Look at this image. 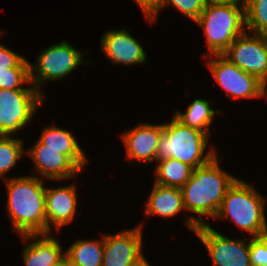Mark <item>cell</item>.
Segmentation results:
<instances>
[{"label": "cell", "mask_w": 267, "mask_h": 266, "mask_svg": "<svg viewBox=\"0 0 267 266\" xmlns=\"http://www.w3.org/2000/svg\"><path fill=\"white\" fill-rule=\"evenodd\" d=\"M242 71L267 84V36L246 32L238 36L222 54Z\"/></svg>", "instance_id": "obj_9"}, {"label": "cell", "mask_w": 267, "mask_h": 266, "mask_svg": "<svg viewBox=\"0 0 267 266\" xmlns=\"http://www.w3.org/2000/svg\"><path fill=\"white\" fill-rule=\"evenodd\" d=\"M156 168V179L154 183L162 186L182 188L191 178L193 167L187 163L174 158L162 159Z\"/></svg>", "instance_id": "obj_19"}, {"label": "cell", "mask_w": 267, "mask_h": 266, "mask_svg": "<svg viewBox=\"0 0 267 266\" xmlns=\"http://www.w3.org/2000/svg\"><path fill=\"white\" fill-rule=\"evenodd\" d=\"M28 153L34 161L36 171L49 179H68L81 171L66 155L59 153V150L44 148L40 140Z\"/></svg>", "instance_id": "obj_15"}, {"label": "cell", "mask_w": 267, "mask_h": 266, "mask_svg": "<svg viewBox=\"0 0 267 266\" xmlns=\"http://www.w3.org/2000/svg\"><path fill=\"white\" fill-rule=\"evenodd\" d=\"M142 8L145 16H149L157 7L159 0H134Z\"/></svg>", "instance_id": "obj_28"}, {"label": "cell", "mask_w": 267, "mask_h": 266, "mask_svg": "<svg viewBox=\"0 0 267 266\" xmlns=\"http://www.w3.org/2000/svg\"><path fill=\"white\" fill-rule=\"evenodd\" d=\"M101 44L103 52L113 63L141 64L147 59L142 46L125 29L107 31Z\"/></svg>", "instance_id": "obj_13"}, {"label": "cell", "mask_w": 267, "mask_h": 266, "mask_svg": "<svg viewBox=\"0 0 267 266\" xmlns=\"http://www.w3.org/2000/svg\"><path fill=\"white\" fill-rule=\"evenodd\" d=\"M31 83L30 80V63L23 58L14 68L0 70V89H36L22 88V84Z\"/></svg>", "instance_id": "obj_23"}, {"label": "cell", "mask_w": 267, "mask_h": 266, "mask_svg": "<svg viewBox=\"0 0 267 266\" xmlns=\"http://www.w3.org/2000/svg\"><path fill=\"white\" fill-rule=\"evenodd\" d=\"M166 4H172L173 7L187 15V17L191 18L194 22L200 17L207 5L205 0H159L156 9L149 16H146V19L150 20L152 23V20H155L157 13Z\"/></svg>", "instance_id": "obj_25"}, {"label": "cell", "mask_w": 267, "mask_h": 266, "mask_svg": "<svg viewBox=\"0 0 267 266\" xmlns=\"http://www.w3.org/2000/svg\"><path fill=\"white\" fill-rule=\"evenodd\" d=\"M264 199L254 187L237 179L227 190L214 218L231 217L241 229L254 237L267 235Z\"/></svg>", "instance_id": "obj_5"}, {"label": "cell", "mask_w": 267, "mask_h": 266, "mask_svg": "<svg viewBox=\"0 0 267 266\" xmlns=\"http://www.w3.org/2000/svg\"><path fill=\"white\" fill-rule=\"evenodd\" d=\"M39 140L44 144V148L59 150V153L66 155L82 170L87 159L71 132L56 126H49L45 127Z\"/></svg>", "instance_id": "obj_16"}, {"label": "cell", "mask_w": 267, "mask_h": 266, "mask_svg": "<svg viewBox=\"0 0 267 266\" xmlns=\"http://www.w3.org/2000/svg\"><path fill=\"white\" fill-rule=\"evenodd\" d=\"M53 266H73V265L66 257H64L61 261H59L57 264Z\"/></svg>", "instance_id": "obj_31"}, {"label": "cell", "mask_w": 267, "mask_h": 266, "mask_svg": "<svg viewBox=\"0 0 267 266\" xmlns=\"http://www.w3.org/2000/svg\"><path fill=\"white\" fill-rule=\"evenodd\" d=\"M186 225L193 230L205 245L213 261L212 266H252L249 257L250 242L229 239L204 220L189 217Z\"/></svg>", "instance_id": "obj_6"}, {"label": "cell", "mask_w": 267, "mask_h": 266, "mask_svg": "<svg viewBox=\"0 0 267 266\" xmlns=\"http://www.w3.org/2000/svg\"><path fill=\"white\" fill-rule=\"evenodd\" d=\"M246 28L250 34H267V0H244Z\"/></svg>", "instance_id": "obj_22"}, {"label": "cell", "mask_w": 267, "mask_h": 266, "mask_svg": "<svg viewBox=\"0 0 267 266\" xmlns=\"http://www.w3.org/2000/svg\"><path fill=\"white\" fill-rule=\"evenodd\" d=\"M215 113L209 101L196 99L187 107L186 113L177 112L174 117L182 124L210 135L208 126Z\"/></svg>", "instance_id": "obj_21"}, {"label": "cell", "mask_w": 267, "mask_h": 266, "mask_svg": "<svg viewBox=\"0 0 267 266\" xmlns=\"http://www.w3.org/2000/svg\"><path fill=\"white\" fill-rule=\"evenodd\" d=\"M23 142L11 136H0V177L15 166L23 155Z\"/></svg>", "instance_id": "obj_24"}, {"label": "cell", "mask_w": 267, "mask_h": 266, "mask_svg": "<svg viewBox=\"0 0 267 266\" xmlns=\"http://www.w3.org/2000/svg\"><path fill=\"white\" fill-rule=\"evenodd\" d=\"M7 209L14 229L24 239L46 234L45 189L43 179L34 176L6 180Z\"/></svg>", "instance_id": "obj_1"}, {"label": "cell", "mask_w": 267, "mask_h": 266, "mask_svg": "<svg viewBox=\"0 0 267 266\" xmlns=\"http://www.w3.org/2000/svg\"><path fill=\"white\" fill-rule=\"evenodd\" d=\"M163 132V125L145 123L127 131L122 135L127 157L148 163L156 160V153Z\"/></svg>", "instance_id": "obj_14"}, {"label": "cell", "mask_w": 267, "mask_h": 266, "mask_svg": "<svg viewBox=\"0 0 267 266\" xmlns=\"http://www.w3.org/2000/svg\"><path fill=\"white\" fill-rule=\"evenodd\" d=\"M249 257L252 266H267V235L251 239Z\"/></svg>", "instance_id": "obj_26"}, {"label": "cell", "mask_w": 267, "mask_h": 266, "mask_svg": "<svg viewBox=\"0 0 267 266\" xmlns=\"http://www.w3.org/2000/svg\"><path fill=\"white\" fill-rule=\"evenodd\" d=\"M148 198V203L145 204L146 214H157L170 218L185 209L180 188L154 183Z\"/></svg>", "instance_id": "obj_17"}, {"label": "cell", "mask_w": 267, "mask_h": 266, "mask_svg": "<svg viewBox=\"0 0 267 266\" xmlns=\"http://www.w3.org/2000/svg\"><path fill=\"white\" fill-rule=\"evenodd\" d=\"M130 266H150L143 254L139 255Z\"/></svg>", "instance_id": "obj_29"}, {"label": "cell", "mask_w": 267, "mask_h": 266, "mask_svg": "<svg viewBox=\"0 0 267 266\" xmlns=\"http://www.w3.org/2000/svg\"><path fill=\"white\" fill-rule=\"evenodd\" d=\"M141 227L104 236L102 266H130L142 254Z\"/></svg>", "instance_id": "obj_11"}, {"label": "cell", "mask_w": 267, "mask_h": 266, "mask_svg": "<svg viewBox=\"0 0 267 266\" xmlns=\"http://www.w3.org/2000/svg\"><path fill=\"white\" fill-rule=\"evenodd\" d=\"M22 59L23 57L0 44V70L14 68Z\"/></svg>", "instance_id": "obj_27"}, {"label": "cell", "mask_w": 267, "mask_h": 266, "mask_svg": "<svg viewBox=\"0 0 267 266\" xmlns=\"http://www.w3.org/2000/svg\"><path fill=\"white\" fill-rule=\"evenodd\" d=\"M44 97L37 89H0V136L22 129Z\"/></svg>", "instance_id": "obj_7"}, {"label": "cell", "mask_w": 267, "mask_h": 266, "mask_svg": "<svg viewBox=\"0 0 267 266\" xmlns=\"http://www.w3.org/2000/svg\"><path fill=\"white\" fill-rule=\"evenodd\" d=\"M41 236V239L30 242L24 249L25 266H53L65 257V254H61V245L55 238L48 234Z\"/></svg>", "instance_id": "obj_18"}, {"label": "cell", "mask_w": 267, "mask_h": 266, "mask_svg": "<svg viewBox=\"0 0 267 266\" xmlns=\"http://www.w3.org/2000/svg\"><path fill=\"white\" fill-rule=\"evenodd\" d=\"M82 55L83 53L77 51L66 41L49 46L39 54L36 65L30 64L32 85L40 92L41 83L61 79L70 74L79 64L84 63Z\"/></svg>", "instance_id": "obj_8"}, {"label": "cell", "mask_w": 267, "mask_h": 266, "mask_svg": "<svg viewBox=\"0 0 267 266\" xmlns=\"http://www.w3.org/2000/svg\"><path fill=\"white\" fill-rule=\"evenodd\" d=\"M64 254L73 266H102L104 237L102 241H76Z\"/></svg>", "instance_id": "obj_20"}, {"label": "cell", "mask_w": 267, "mask_h": 266, "mask_svg": "<svg viewBox=\"0 0 267 266\" xmlns=\"http://www.w3.org/2000/svg\"><path fill=\"white\" fill-rule=\"evenodd\" d=\"M208 66L221 87L229 92L232 98H256L267 95L266 85L257 77L242 71L223 55H215ZM219 58V59H217Z\"/></svg>", "instance_id": "obj_10"}, {"label": "cell", "mask_w": 267, "mask_h": 266, "mask_svg": "<svg viewBox=\"0 0 267 266\" xmlns=\"http://www.w3.org/2000/svg\"><path fill=\"white\" fill-rule=\"evenodd\" d=\"M163 128L156 161L174 158L198 168L208 164L216 156L212 148L203 156L209 134L182 124L174 116L170 123L163 125Z\"/></svg>", "instance_id": "obj_4"}, {"label": "cell", "mask_w": 267, "mask_h": 266, "mask_svg": "<svg viewBox=\"0 0 267 266\" xmlns=\"http://www.w3.org/2000/svg\"><path fill=\"white\" fill-rule=\"evenodd\" d=\"M217 160L215 156L208 164L193 169L181 188L185 209L200 216H216L227 190L237 180L221 170Z\"/></svg>", "instance_id": "obj_2"}, {"label": "cell", "mask_w": 267, "mask_h": 266, "mask_svg": "<svg viewBox=\"0 0 267 266\" xmlns=\"http://www.w3.org/2000/svg\"><path fill=\"white\" fill-rule=\"evenodd\" d=\"M195 22L205 32L210 57L212 54L222 55L245 32V3L238 1L207 4Z\"/></svg>", "instance_id": "obj_3"}, {"label": "cell", "mask_w": 267, "mask_h": 266, "mask_svg": "<svg viewBox=\"0 0 267 266\" xmlns=\"http://www.w3.org/2000/svg\"><path fill=\"white\" fill-rule=\"evenodd\" d=\"M75 186L45 189L46 234L53 223L57 229L72 221L76 213L77 197Z\"/></svg>", "instance_id": "obj_12"}, {"label": "cell", "mask_w": 267, "mask_h": 266, "mask_svg": "<svg viewBox=\"0 0 267 266\" xmlns=\"http://www.w3.org/2000/svg\"><path fill=\"white\" fill-rule=\"evenodd\" d=\"M244 0H205L207 4H217V3H230V2H238Z\"/></svg>", "instance_id": "obj_30"}]
</instances>
